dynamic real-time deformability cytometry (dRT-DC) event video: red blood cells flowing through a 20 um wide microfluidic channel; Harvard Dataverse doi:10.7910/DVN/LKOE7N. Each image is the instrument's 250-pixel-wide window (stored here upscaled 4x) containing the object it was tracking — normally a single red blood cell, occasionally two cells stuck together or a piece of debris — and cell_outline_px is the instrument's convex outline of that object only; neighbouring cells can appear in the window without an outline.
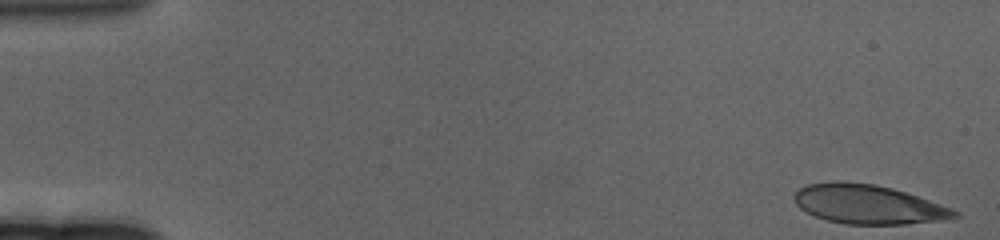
{"species": "human", "species_latin": "Homo sapiens", "temperature_condition": "cold", "stored_images_in_passage": 62, "camera_frame_rate_fps": 3000, "um_per_image_px": 0.085, "donor": {"sex": "female"}, "frame": {"image": 1, "passage_image": 1, "time_ms": 0.0, "image_size_px": [1000, 240], "cell_outline_px": [[960, 216], [940, 220], [904, 224], [844, 224], [828, 220], [816, 216], [800, 208], [796, 204], [792, 196], [796, 188], [808, 184], [836, 180], [872, 184], [892, 188], [952, 208], [960, 212]], "centroid_in_image_um": [73.74, 17.36], "position_along_channel_um": 11.3, "area_um2": 36.47}}
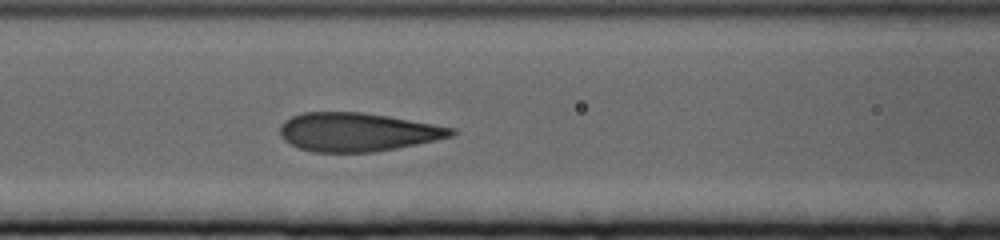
{"frame": {"image": 2, "passage_image": 26, "time_ms": 8.333, "image_size_px": [1000, 240], "cell_outline_px": [[460, 132], [452, 136], [436, 140], [396, 148], [372, 152], [312, 152], [300, 148], [284, 140], [280, 136], [280, 124], [284, 120], [292, 116], [304, 112], [364, 112], [388, 116], [456, 128]], "centroid_in_image_um": [30.39, 11.22], "position_along_channel_um": 136.2, "area_um2": 38.61}}
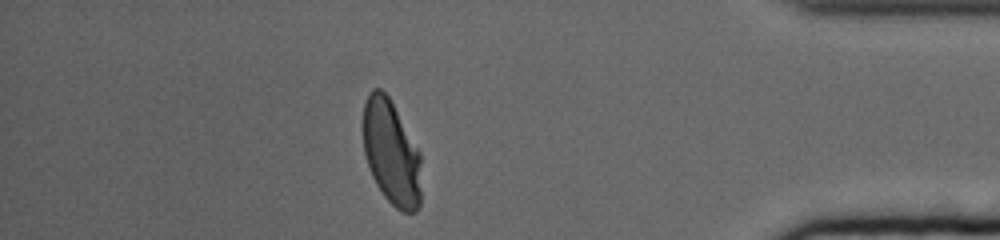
{"frame": {"image": 3, "passage_image": 54, "time_ms": 17.667, "image_size_px": [1000, 240], "cell_outline_px": [[420, 204], [416, 212], [400, 212], [384, 196], [376, 184], [372, 176], [364, 152], [364, 104], [368, 92], [372, 88], [380, 88], [388, 96], [420, 152]], "centroid_in_image_um": [33.26, 12.99], "position_along_channel_um": 401.9, "area_um2": 35.26}, "authors_computed_cell_mechanics": {"area_um2": 38.3503, "velocity_mm_per_s": 3.2244, "shape_relaxation_time_tau1_ms": 5.9078, "shape_relaxation_time_tau2_ms": null, "deformation_change_tau1": 0.1958, "deformation_change_tau2": null}}